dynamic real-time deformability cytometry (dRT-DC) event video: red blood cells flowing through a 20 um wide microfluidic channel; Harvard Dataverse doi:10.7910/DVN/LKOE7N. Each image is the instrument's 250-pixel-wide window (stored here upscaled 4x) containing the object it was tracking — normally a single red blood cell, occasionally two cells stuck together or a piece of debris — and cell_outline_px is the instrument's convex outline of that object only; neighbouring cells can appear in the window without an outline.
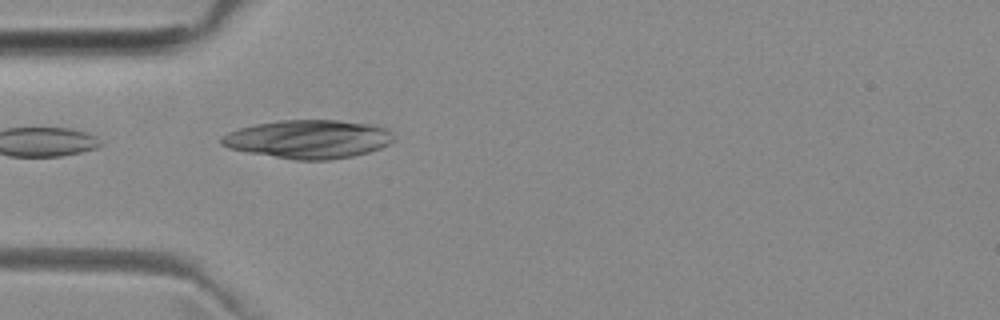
{"species": "common noctule bat (a hibernating species)", "species_latin": "Nyctalus noctula", "temperature_condition": "room temperature", "stored_images_in_passage": 4, "camera_frame_rate_fps": 3000, "um_per_image_px": 0.085, "animal": {"sex": "female", "body_mass_g": 29.2, "forearm_length_mm": 56.3}, "frame": {"image": 1, "passage_image": 4, "time_ms": 3.667, "image_size_px": [1000, 320], "cell_outline_px": [[396, 136], [388, 144], [380, 148], [368, 152], [352, 156], [328, 160], [296, 160], [248, 152], [228, 148], [220, 144], [220, 140], [228, 132], [240, 128], [256, 124], [280, 120], [336, 120], [372, 124], [388, 128]], "centroid_in_image_um": [26.24, 11.82], "position_along_channel_um": 58.8, "area_um2": 38.61}}